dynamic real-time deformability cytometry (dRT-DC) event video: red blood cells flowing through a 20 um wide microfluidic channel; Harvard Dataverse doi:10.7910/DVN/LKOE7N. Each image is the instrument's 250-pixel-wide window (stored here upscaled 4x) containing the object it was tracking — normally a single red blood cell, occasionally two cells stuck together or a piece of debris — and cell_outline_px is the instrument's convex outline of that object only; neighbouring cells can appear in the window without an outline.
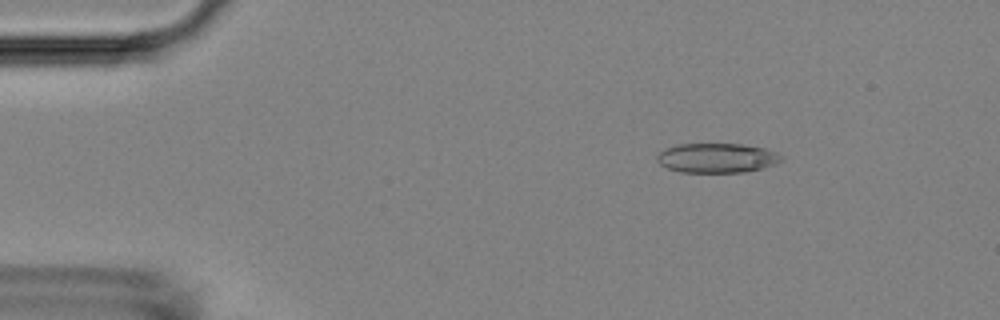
{"species": "Egyptian fruit bat (a non-hibernating species)", "species_latin": "Rousettus aegyptiacus", "temperature_condition": "room temperature", "stored_images_in_passage": 53, "camera_frame_rate_fps": 3000, "um_per_image_px": 0.085, "animal": {"sex": "female"}, "frame": {"image": 1, "passage_image": 8, "time_ms": 2.333, "image_size_px": [1000, 320], "cell_outline_px": [[784, 160], [776, 164], [744, 172], [680, 172], [668, 168], [660, 164], [656, 160], [656, 156], [664, 148], [676, 144], [740, 144], [764, 148], [776, 152], [784, 156]], "centroid_in_image_um": [60.93, 13.42], "position_along_channel_um": 24.1, "area_um2": 21.5}}
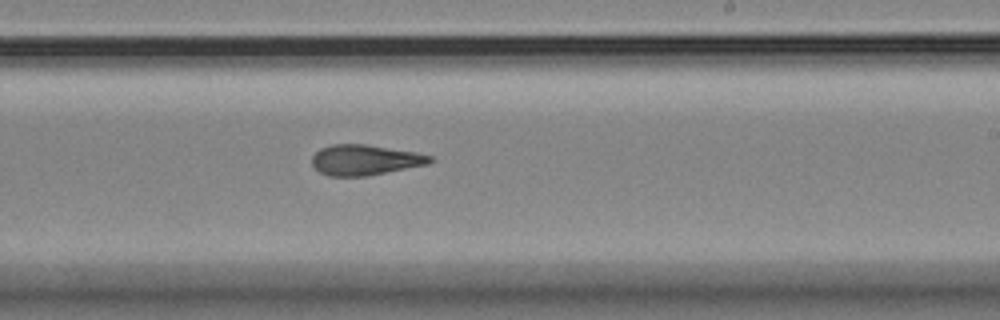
{"frame": {"image": 2, "passage_image": 32, "time_ms": 10.333, "image_size_px": [1000, 320], "cell_outline_px": [[436, 160], [428, 164], [364, 176], [328, 176], [320, 172], [312, 164], [312, 156], [320, 148], [332, 144], [368, 144], [416, 152], [432, 156]], "centroid_in_image_um": [31.03, 13.58], "position_along_channel_um": 258.0, "area_um2": 20.92}}
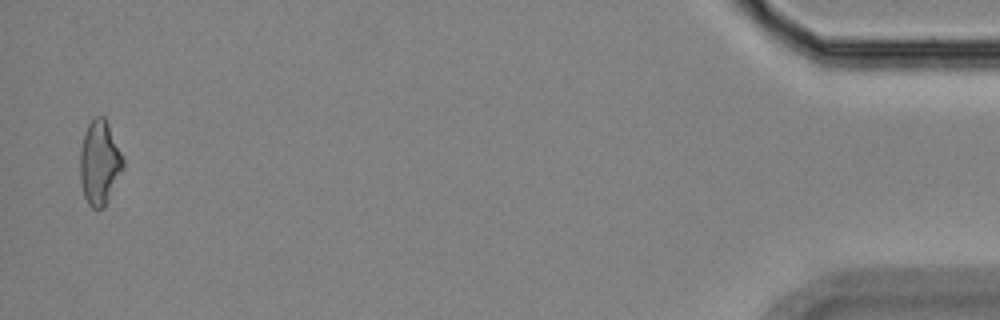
{"frame": {"image": 3, "passage_image": 52, "time_ms": 17.0, "image_size_px": [1000, 320], "cell_outline_px": [[124, 168], [104, 208], [92, 208], [88, 204], [84, 196], [80, 180], [80, 148], [84, 132], [88, 124], [96, 116], [104, 116], [108, 124], [124, 160]], "centroid_in_image_um": [8.45, 13.84], "position_along_channel_um": 426.7, "area_um2": 21.1}, "authors_computed_cell_mechanics": {"area_um2": 21.5016, "velocity_mm_per_s": 3.792, "shape_relaxation_time_tau1_ms": null, "shape_relaxation_time_tau2_ms": 2.466, "deformation_change_tau1": null, "deformation_change_tau2": 0.1242}}